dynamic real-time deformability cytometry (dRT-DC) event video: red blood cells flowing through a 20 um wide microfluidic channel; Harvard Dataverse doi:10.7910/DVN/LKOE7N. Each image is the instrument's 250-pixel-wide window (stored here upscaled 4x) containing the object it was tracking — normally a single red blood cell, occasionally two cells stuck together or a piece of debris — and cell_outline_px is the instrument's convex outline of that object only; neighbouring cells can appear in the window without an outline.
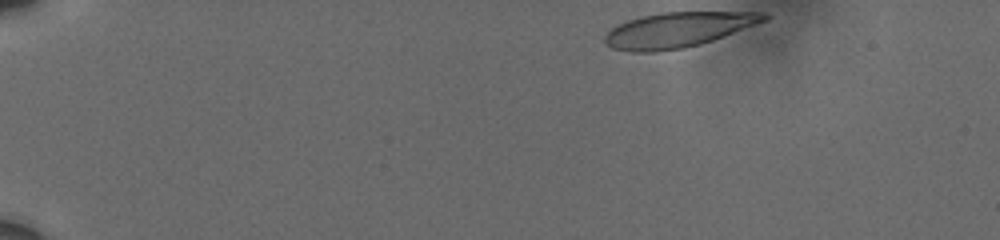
{"species": "human", "species_latin": "Homo sapiens", "temperature_condition": "cold", "stored_images_in_passage": 48, "camera_frame_rate_fps": 3000, "um_per_image_px": 0.085, "donor": {"sex": "male"}, "frame": {"image": 1, "passage_image": 1, "time_ms": 0.0, "image_size_px": [1000, 240], "cell_outline_px": [[772, 16], [768, 20], [724, 36], [700, 44], [684, 48], [652, 52], [632, 52], [612, 48], [604, 40], [604, 36], [616, 24], [640, 16], [660, 12], [764, 12]], "centroid_in_image_um": [57.64, 2.52], "position_along_channel_um": 27.4, "area_um2": 32.6}}
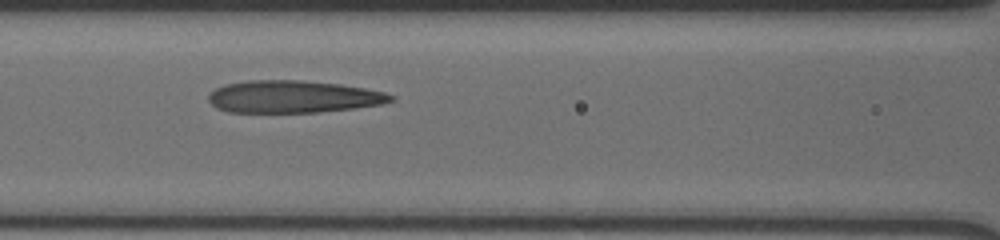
{"frame": {"image": 2, "passage_image": 20, "time_ms": 6.333, "image_size_px": [1000, 240], "cell_outline_px": [[396, 100], [380, 104], [352, 108], [316, 112], [228, 112], [216, 108], [208, 100], [208, 96], [216, 88], [228, 84], [248, 80], [304, 80], [340, 84], [364, 88], [384, 92], [396, 96]], "centroid_in_image_um": [24.93, 8.21], "position_along_channel_um": 141.7, "area_um2": 34.22}}
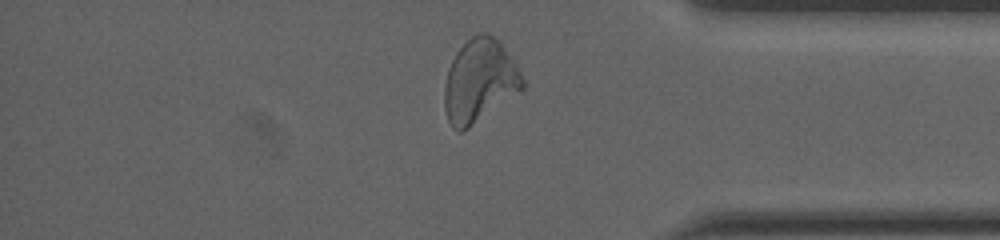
{"frame": {"image": 3, "passage_image": 42, "time_ms": 13.667, "image_size_px": [1000, 240], "cell_outline_px": [[524, 88], [464, 132], [456, 132], [452, 128], [448, 120], [444, 108], [444, 88], [448, 72], [452, 60], [456, 52], [472, 36], [480, 32], [488, 32], [500, 40], [520, 72], [524, 80]], "centroid_in_image_um": [40.75, 6.89], "position_along_channel_um": 394.4, "area_um2": 37.8}, "authors_computed_cell_mechanics": {"area_um2": 34.2754, "velocity_mm_per_s": 3.6079, "shape_relaxation_time_tau1_ms": 5.7452, "shape_relaxation_time_tau2_ms": 1.8012, "deformation_change_tau1": 0.2426, "deformation_change_tau2": 0.1252}}